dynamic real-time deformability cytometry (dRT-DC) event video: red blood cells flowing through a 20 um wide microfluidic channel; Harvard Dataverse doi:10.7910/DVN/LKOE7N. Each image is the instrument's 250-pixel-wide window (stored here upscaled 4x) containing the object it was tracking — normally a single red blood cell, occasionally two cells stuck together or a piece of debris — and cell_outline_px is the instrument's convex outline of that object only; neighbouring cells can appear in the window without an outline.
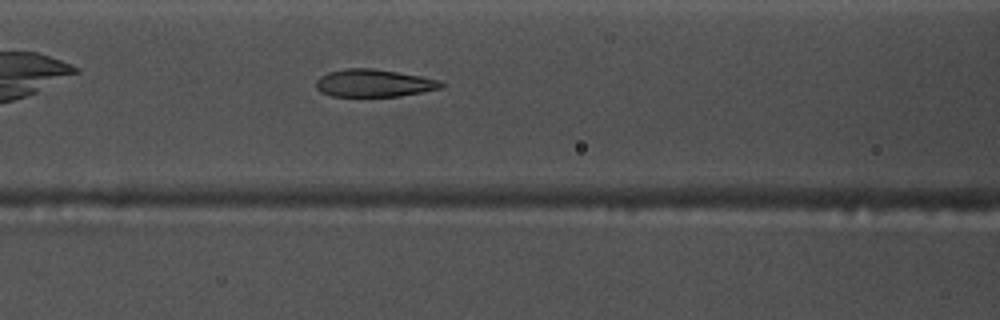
{"species": "common noctule bat (a hibernating species)", "species_latin": "Nyctalus noctula", "temperature_condition": "warm", "stored_images_in_passage": 31, "camera_frame_rate_fps": 3000, "um_per_image_px": 0.085, "animal": {"sex": "male", "body_mass_g": 17.5, "forearm_length_mm": 52.3}, "frame": {"image": 1, "passage_image": 10, "time_ms": 3.0, "image_size_px": [1000, 320], "cell_outline_px": [[444, 88], [400, 96], [332, 96], [320, 92], [316, 88], [316, 80], [320, 76], [328, 72], [344, 68], [372, 68], [420, 76], [440, 80], [444, 84]], "centroid_in_image_um": [31.77, 7.06], "position_along_channel_um": 134.8, "area_um2": 20.17}}
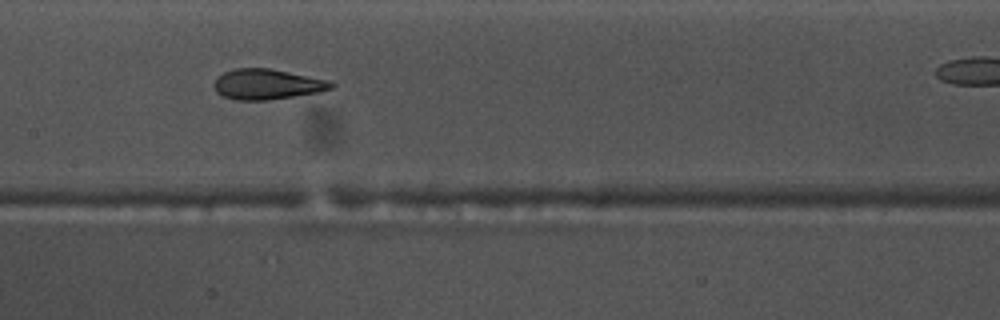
{"frame": {"image": 2, "passage_image": 14, "time_ms": 4.333, "image_size_px": [1000, 320], "cell_outline_px": [[336, 88], [316, 92], [268, 100], [232, 100], [220, 96], [216, 92], [212, 84], [216, 76], [232, 68], [268, 68], [328, 80], [336, 84]], "centroid_in_image_um": [22.63, 7.16], "position_along_channel_um": 184.8, "area_um2": 20.92}}